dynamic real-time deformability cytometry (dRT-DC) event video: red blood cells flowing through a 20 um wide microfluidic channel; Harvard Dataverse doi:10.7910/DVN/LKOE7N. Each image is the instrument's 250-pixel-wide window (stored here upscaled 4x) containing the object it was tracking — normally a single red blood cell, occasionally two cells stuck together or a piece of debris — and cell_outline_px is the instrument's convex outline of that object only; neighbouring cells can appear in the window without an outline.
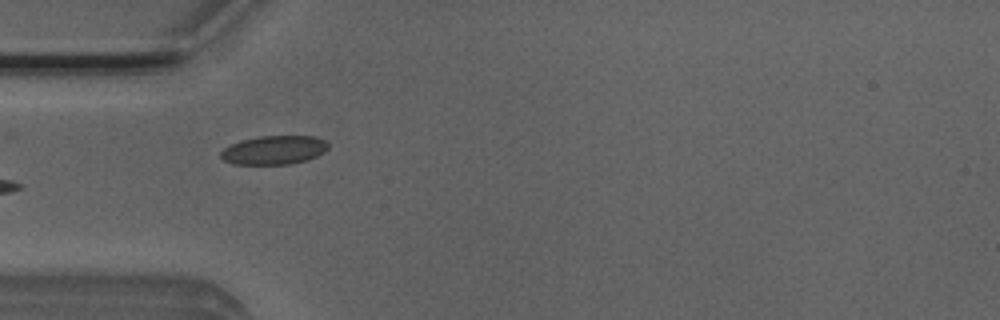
{"species": "Egyptian fruit bat (a non-hibernating species)", "species_latin": "Rousettus aegyptiacus", "temperature_condition": "room temperature", "stored_images_in_passage": 4, "camera_frame_rate_fps": 3000, "um_per_image_px": 0.085, "animal": {"sex": "male"}, "frame": {"image": 1, "passage_image": 4, "time_ms": 1.0, "image_size_px": [1000, 320], "cell_outline_px": [[328, 148], [324, 152], [316, 156], [304, 160], [288, 164], [232, 164], [224, 160], [220, 156], [220, 152], [224, 148], [232, 144], [244, 140], [260, 136], [316, 136], [324, 140], [328, 144]], "centroid_in_image_um": [23.29, 12.75], "position_along_channel_um": 61.7, "area_um2": 17.8}}